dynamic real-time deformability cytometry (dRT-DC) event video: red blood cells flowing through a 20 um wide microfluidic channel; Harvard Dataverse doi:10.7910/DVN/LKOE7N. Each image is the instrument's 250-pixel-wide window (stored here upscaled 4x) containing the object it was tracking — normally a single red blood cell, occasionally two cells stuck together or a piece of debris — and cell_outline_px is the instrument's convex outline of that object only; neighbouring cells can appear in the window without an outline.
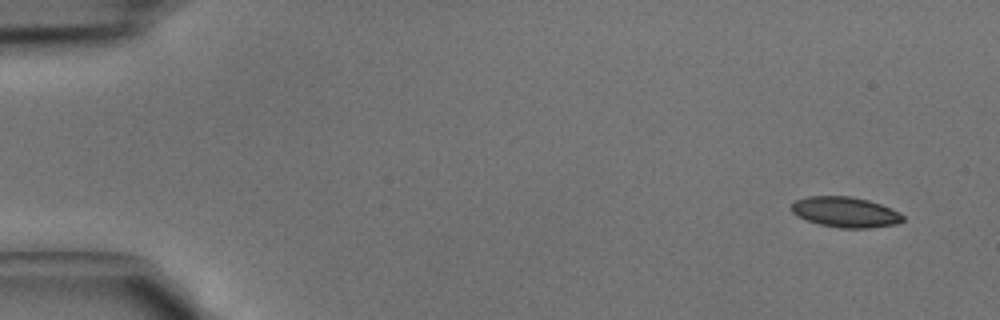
{"species": "common noctule bat (a hibernating species)", "species_latin": "Nyctalus noctula", "temperature_condition": "cold", "stored_images_in_passage": 4, "camera_frame_rate_fps": 3000, "um_per_image_px": 0.085, "animal": {"sex": "male", "body_mass_g": 15.6}, "frame": {"image": 1, "passage_image": 1, "time_ms": 0.0, "image_size_px": [1000, 320], "cell_outline_px": [[904, 220], [896, 224], [872, 228], [840, 228], [820, 224], [808, 220], [792, 212], [792, 204], [796, 200], [808, 196], [852, 196], [868, 200], [892, 208], [900, 212], [904, 216]], "centroid_in_image_um": [71.91, 18.02], "position_along_channel_um": 13.1, "area_um2": 19.71}}
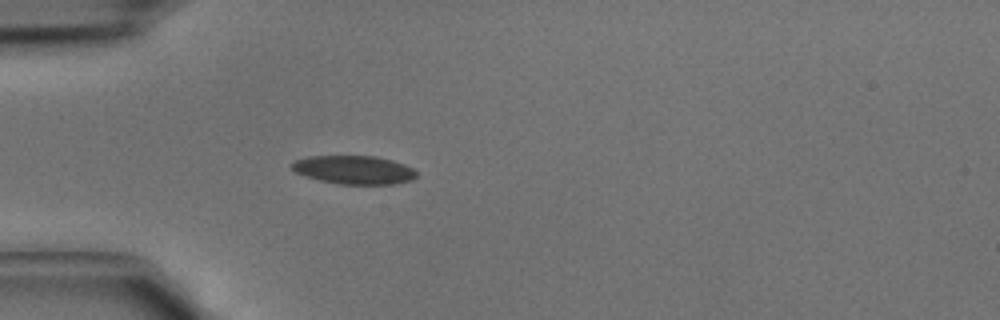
{"frame": {"image": 2, "passage_image": 4, "time_ms": 1.0, "image_size_px": [1000, 320], "cell_outline_px": [[416, 176], [412, 180], [396, 184], [340, 184], [320, 180], [304, 176], [296, 172], [288, 164], [292, 160], [308, 156], [376, 156], [392, 160], [404, 164], [412, 168], [416, 172]], "centroid_in_image_um": [30.05, 14.43], "position_along_channel_um": 55.0, "area_um2": 20.87}}